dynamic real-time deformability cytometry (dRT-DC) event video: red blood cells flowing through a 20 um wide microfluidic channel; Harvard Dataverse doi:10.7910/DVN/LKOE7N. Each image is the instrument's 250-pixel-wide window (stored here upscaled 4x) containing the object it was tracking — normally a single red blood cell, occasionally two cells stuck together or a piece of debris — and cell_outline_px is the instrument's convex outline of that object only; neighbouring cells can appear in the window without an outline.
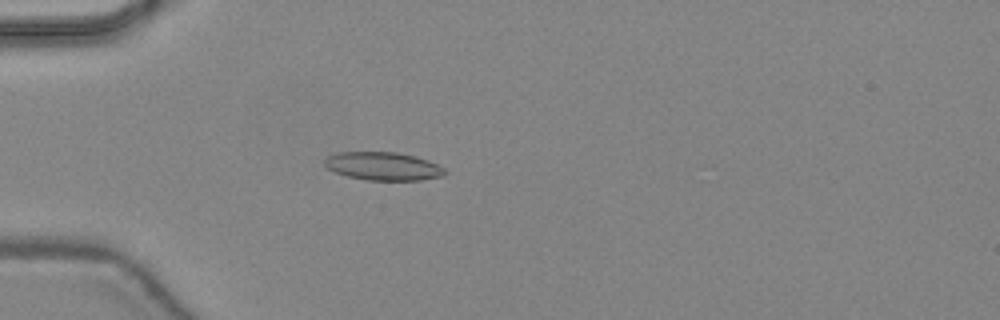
{"species": "common noctule bat (a hibernating species)", "species_latin": "Nyctalus noctula", "temperature_condition": "warm", "stored_images_in_passage": 40, "camera_frame_rate_fps": 3000, "um_per_image_px": 0.085, "animal": {"sex": "female", "body_mass_g": 24.6, "forearm_length_mm": 56.2}, "frame": {"image": 1, "passage_image": 8, "time_ms": 2.333, "image_size_px": [1000, 320], "cell_outline_px": [[448, 172], [444, 176], [420, 180], [368, 180], [348, 176], [336, 172], [328, 168], [324, 164], [324, 160], [328, 156], [336, 152], [396, 152], [416, 156], [428, 160], [444, 168]], "centroid_in_image_um": [32.59, 14.12], "position_along_channel_um": 52.4, "area_um2": 19.77}}
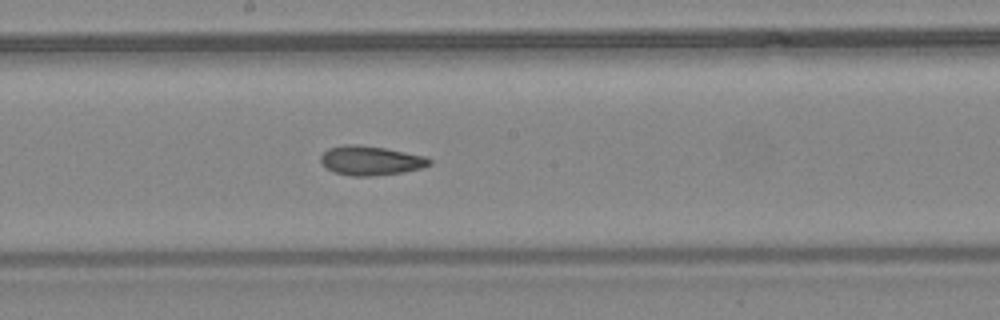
{"frame": {"image": 2, "passage_image": 20, "time_ms": 6.333, "image_size_px": [1000, 320], "cell_outline_px": [[432, 164], [420, 168], [404, 172], [372, 176], [352, 176], [332, 172], [324, 168], [320, 160], [320, 156], [328, 148], [344, 144], [356, 144], [384, 148], [424, 156], [432, 160]], "centroid_in_image_um": [31.46, 13.65], "position_along_channel_um": 216.7, "area_um2": 18.67}}
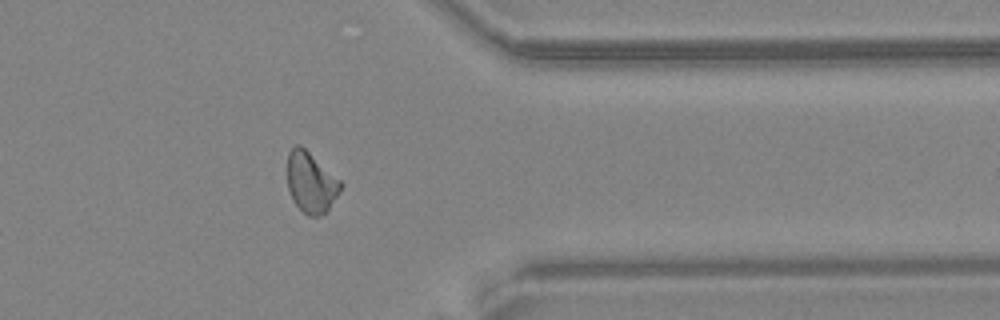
{"frame": {"image": 3, "passage_image": 32, "time_ms": 10.333, "image_size_px": [1000, 320], "cell_outline_px": [[344, 184], [328, 208], [324, 212], [316, 216], [308, 216], [292, 200], [288, 188], [288, 152], [296, 144], [300, 144], [340, 180]], "centroid_in_image_um": [26.41, 15.48], "position_along_channel_um": 385.0, "area_um2": 18.44}, "authors_computed_cell_mechanics": {"area_um2": 18.6405, "velocity_mm_per_s": 4.4651, "shape_relaxation_time_tau1_ms": null, "shape_relaxation_time_tau2_ms": 2.5776, "deformation_change_tau1": null, "deformation_change_tau2": 0.099}}